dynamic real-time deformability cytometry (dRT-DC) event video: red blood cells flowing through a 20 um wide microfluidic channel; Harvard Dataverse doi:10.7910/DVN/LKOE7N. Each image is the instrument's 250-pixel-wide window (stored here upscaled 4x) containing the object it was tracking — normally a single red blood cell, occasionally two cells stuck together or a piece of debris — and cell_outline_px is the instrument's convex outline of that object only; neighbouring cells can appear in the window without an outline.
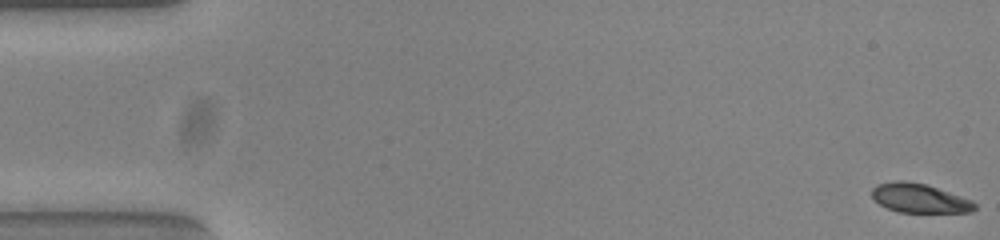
{"species": "common noctule bat (a hibernating species)", "species_latin": "Nyctalus noctula", "temperature_condition": "warm", "stored_images_in_passage": 54, "camera_frame_rate_fps": 3000, "um_per_image_px": 0.085, "animal": {"sex": "female", "body_mass_g": 23.0, "forearm_length_mm": 53.4}, "frame": {"image": 1, "passage_image": 1, "time_ms": 0.0, "image_size_px": [1000, 240], "cell_outline_px": [[976, 208], [972, 212], [896, 212], [880, 204], [872, 196], [872, 188], [876, 184], [896, 180], [904, 180], [928, 184], [972, 200], [976, 204]], "centroid_in_image_um": [78.16, 16.83], "position_along_channel_um": 6.8, "area_um2": 17.57}}
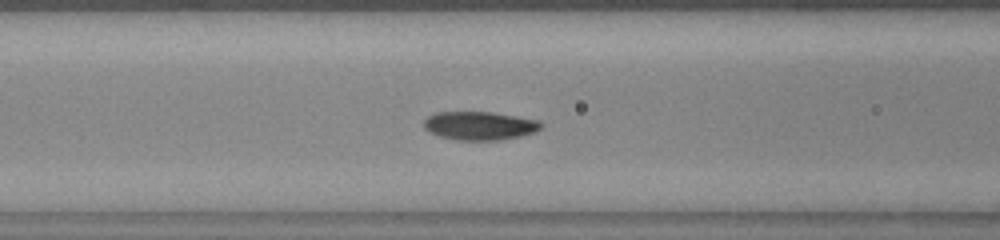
{"frame": {"image": 2, "passage_image": 22, "time_ms": 7.0, "image_size_px": [1000, 240], "cell_outline_px": [[544, 124], [536, 132], [520, 136], [500, 140], [456, 140], [440, 136], [424, 128], [424, 120], [428, 116], [436, 112], [492, 112], [536, 120]], "centroid_in_image_um": [40.77, 10.69], "position_along_channel_um": 125.8, "area_um2": 19.31}}
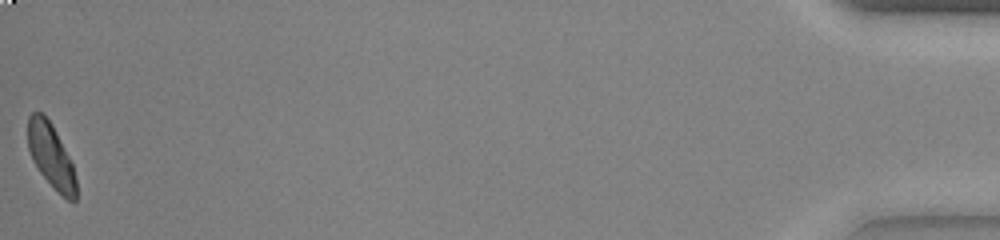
{"frame": {"image": 3, "passage_image": 54, "time_ms": 17.667, "image_size_px": [1000, 240], "cell_outline_px": [[76, 200], [72, 204], [40, 172], [32, 160], [28, 148], [28, 116], [32, 112], [40, 112], [52, 124], [72, 164], [76, 180]], "centroid_in_image_um": [4.32, 13.23], "position_along_channel_um": 430.9, "area_um2": 17.57}, "authors_computed_cell_mechanics": {"area_um2": 18.8428, "velocity_mm_per_s": 3.8265, "shape_relaxation_time_tau1_ms": 2.6062, "shape_relaxation_time_tau2_ms": 1.2817, "deformation_change_tau1": 0.1591, "deformation_change_tau2": 0.0601}}